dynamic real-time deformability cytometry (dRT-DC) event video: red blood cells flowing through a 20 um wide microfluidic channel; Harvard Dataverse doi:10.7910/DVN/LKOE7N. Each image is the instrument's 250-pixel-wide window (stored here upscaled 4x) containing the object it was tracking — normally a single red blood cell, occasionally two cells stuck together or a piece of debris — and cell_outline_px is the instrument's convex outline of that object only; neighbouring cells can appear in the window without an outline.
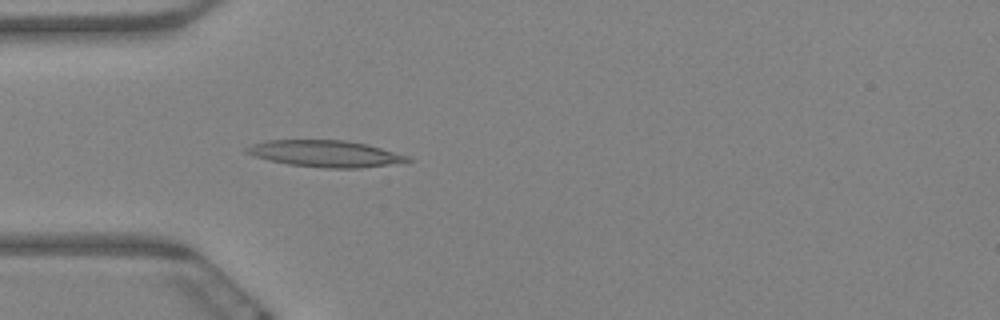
{"species": "Egyptian fruit bat (a non-hibernating species)", "species_latin": "Rousettus aegyptiacus", "temperature_condition": "warm", "stored_images_in_passage": 6, "camera_frame_rate_fps": 3000, "um_per_image_px": 0.085, "animal": {"sex": "female"}, "frame": {"image": 1, "passage_image": 6, "time_ms": 1.667, "image_size_px": [1000, 320], "cell_outline_px": [[416, 160], [408, 164], [360, 168], [324, 168], [288, 164], [268, 160], [244, 152], [244, 148], [252, 144], [264, 140], [348, 140], [368, 144], [408, 156]], "centroid_in_image_um": [27.77, 13.07], "position_along_channel_um": 57.2, "area_um2": 25.55}}